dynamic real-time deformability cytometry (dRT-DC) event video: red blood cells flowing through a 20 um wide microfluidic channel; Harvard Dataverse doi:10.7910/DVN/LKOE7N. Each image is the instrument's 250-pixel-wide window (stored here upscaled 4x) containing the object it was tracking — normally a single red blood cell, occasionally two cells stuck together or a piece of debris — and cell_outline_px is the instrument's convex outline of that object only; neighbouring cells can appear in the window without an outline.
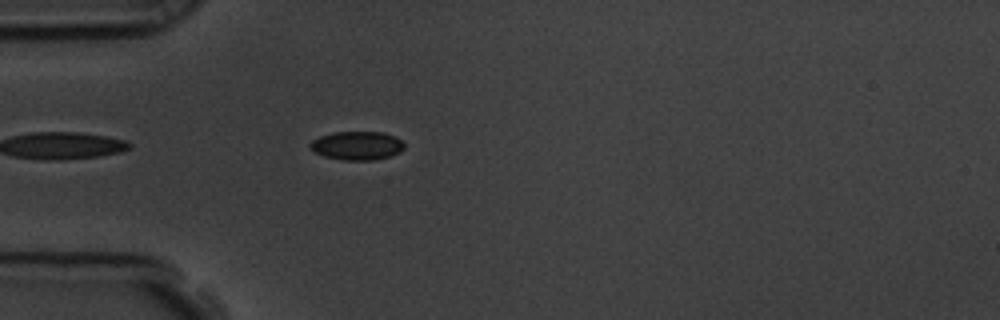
{"species": "common noctule bat (a hibernating species)", "species_latin": "Nyctalus noctula", "temperature_condition": "room temperature", "stored_images_in_passage": 41, "camera_frame_rate_fps": 3000, "um_per_image_px": 0.085, "animal": {"sex": "male", "body_mass_g": 19.5, "forearm_length_mm": 54.6}, "frame": {"image": 1, "passage_image": 1, "time_ms": 0.0, "image_size_px": [1000, 320], "cell_outline_px": [[404, 148], [400, 152], [392, 156], [372, 160], [344, 160], [324, 156], [316, 152], [308, 144], [312, 140], [320, 136], [332, 132], [384, 132], [400, 140], [404, 144]], "centroid_in_image_um": [30.35, 12.37], "position_along_channel_um": 54.6, "area_um2": 15.61}}
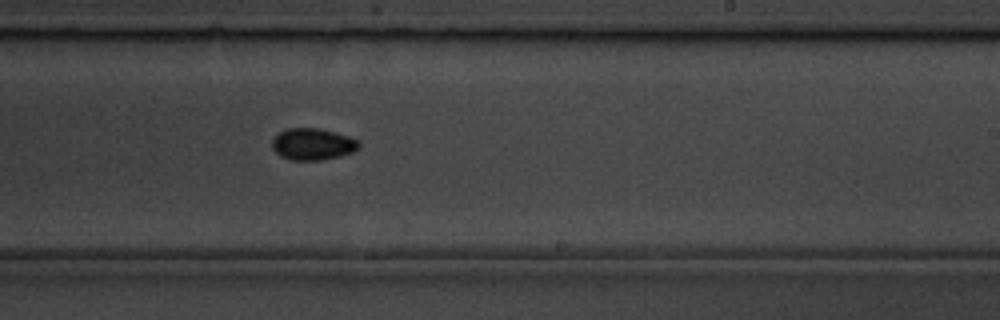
{"frame": {"image": 2, "passage_image": 19, "time_ms": 6.0, "image_size_px": [1000, 320], "cell_outline_px": [[360, 148], [352, 152], [340, 156], [320, 160], [292, 160], [280, 156], [272, 148], [272, 140], [280, 132], [288, 128], [320, 128], [348, 136], [360, 140]], "centroid_in_image_um": [26.6, 12.25], "position_along_channel_um": 262.4, "area_um2": 16.07}}
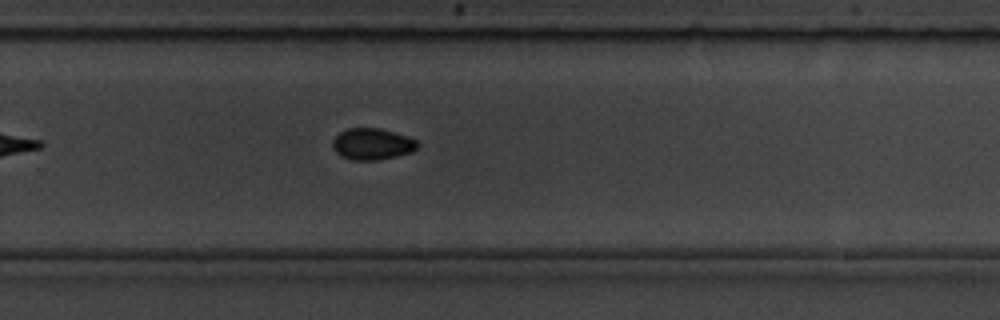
{"frame": {"image": 3, "passage_image": 22, "time_ms": 7.0, "image_size_px": [1000, 320], "cell_outline_px": [[420, 144], [412, 152], [396, 156], [376, 160], [352, 160], [340, 156], [332, 148], [332, 140], [340, 132], [348, 128], [380, 128], [408, 136], [416, 140]], "centroid_in_image_um": [31.63, 12.24], "position_along_channel_um": 298.2, "area_um2": 15.66}, "authors_computed_cell_mechanics": {"area_um2": 15.606, "velocity_mm_per_s": 3.5833, "shape_relaxation_time_tau1_ms": 4.1492, "shape_relaxation_time_tau2_ms": null, "deformation_change_tau1": 0.0773, "deformation_change_tau2": null}}